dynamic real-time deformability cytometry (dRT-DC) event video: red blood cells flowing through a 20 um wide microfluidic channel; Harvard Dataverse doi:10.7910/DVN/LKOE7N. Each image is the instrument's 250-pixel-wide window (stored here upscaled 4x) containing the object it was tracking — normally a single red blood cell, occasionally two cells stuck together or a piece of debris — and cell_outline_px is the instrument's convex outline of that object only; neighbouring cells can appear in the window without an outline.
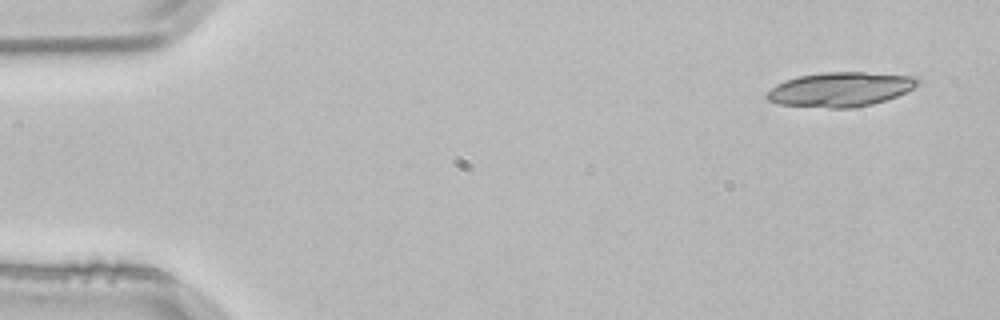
{"species": "common noctule bat (a hibernating species)", "species_latin": "Nyctalus noctula", "temperature_condition": "room temperature", "stored_images_in_passage": 3, "camera_frame_rate_fps": 3000, "um_per_image_px": 0.085, "animal": {"sex": "male", "body_mass_g": 21.5, "forearm_length_mm": 52.0}, "frame": {"image": 1, "passage_image": 1, "time_ms": 0.0, "image_size_px": [1000, 320], "cell_outline_px": [[920, 84], [896, 96], [872, 104], [852, 108], [828, 108], [776, 104], [768, 100], [764, 96], [764, 92], [776, 84], [784, 80], [796, 76], [824, 72], [864, 72], [916, 76], [920, 80]], "centroid_in_image_um": [71.37, 7.59], "position_along_channel_um": 13.6, "area_um2": 30.58}}